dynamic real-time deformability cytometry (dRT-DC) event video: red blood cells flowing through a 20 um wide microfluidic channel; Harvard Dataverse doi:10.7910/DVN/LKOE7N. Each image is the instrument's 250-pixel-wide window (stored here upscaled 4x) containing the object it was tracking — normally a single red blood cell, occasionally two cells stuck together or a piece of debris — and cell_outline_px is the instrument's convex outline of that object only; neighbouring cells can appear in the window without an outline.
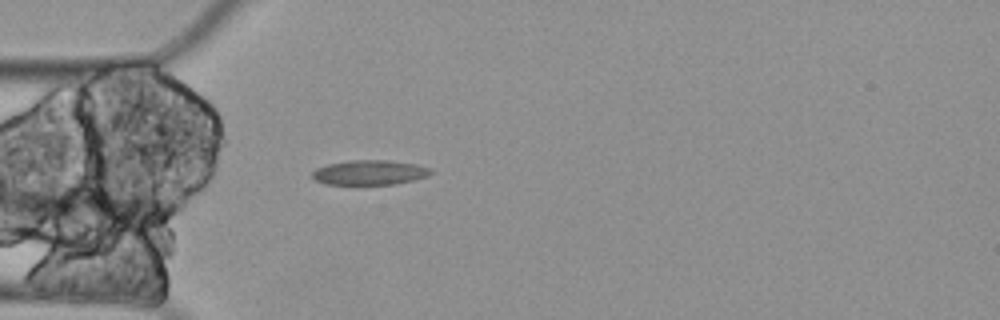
{"species": "Egyptian fruit bat (a non-hibernating species)", "species_latin": "Rousettus aegyptiacus", "temperature_condition": "cold", "stored_images_in_passage": 5, "camera_frame_rate_fps": 3000, "um_per_image_px": 0.085, "animal": {"sex": "female"}, "frame": {"image": 1, "passage_image": 5, "time_ms": 1.333, "image_size_px": [1000, 320], "cell_outline_px": [[432, 172], [428, 176], [396, 184], [324, 184], [316, 180], [312, 176], [312, 172], [316, 168], [328, 164], [352, 160], [388, 160], [416, 164], [432, 168]], "centroid_in_image_um": [31.43, 14.66], "position_along_channel_um": 53.6, "area_um2": 17.05}}